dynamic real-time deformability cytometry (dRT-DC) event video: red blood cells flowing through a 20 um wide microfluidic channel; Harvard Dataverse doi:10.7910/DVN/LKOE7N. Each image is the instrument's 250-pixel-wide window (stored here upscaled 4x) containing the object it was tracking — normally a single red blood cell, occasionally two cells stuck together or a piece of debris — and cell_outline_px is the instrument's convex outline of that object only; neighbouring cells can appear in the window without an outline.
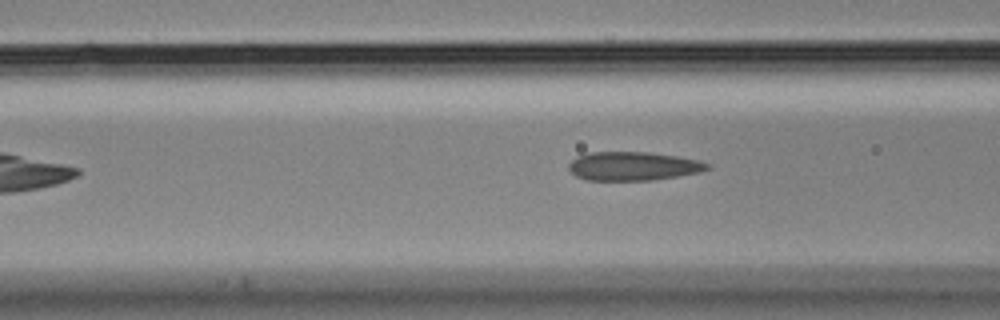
{"species": "Egyptian fruit bat (a non-hibernating species)", "species_latin": "Rousettus aegyptiacus", "temperature_condition": "cold", "stored_images_in_passage": 10, "camera_frame_rate_fps": 3000, "um_per_image_px": 0.085, "animal": {"sex": "male"}, "frame": {"image": 1, "passage_image": 7, "time_ms": 2.0, "image_size_px": [1000, 320], "cell_outline_px": [[712, 168], [700, 172], [652, 180], [588, 180], [576, 176], [568, 168], [568, 164], [576, 156], [588, 152], [648, 152], [676, 156], [696, 160], [712, 164]], "centroid_in_image_um": [53.81, 14.12], "position_along_channel_um": 112.8, "area_um2": 23.18}}